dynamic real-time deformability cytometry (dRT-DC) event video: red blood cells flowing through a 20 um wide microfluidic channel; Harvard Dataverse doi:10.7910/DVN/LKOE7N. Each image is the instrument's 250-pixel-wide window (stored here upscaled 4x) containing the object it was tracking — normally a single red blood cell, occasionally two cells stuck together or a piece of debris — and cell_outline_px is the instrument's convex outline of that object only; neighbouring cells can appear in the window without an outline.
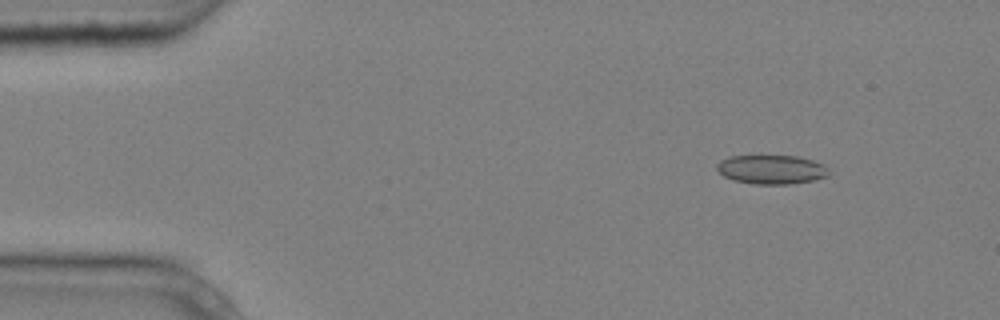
{"species": "common noctule bat (a hibernating species)", "species_latin": "Nyctalus noctula", "temperature_condition": "cold", "stored_images_in_passage": 8, "camera_frame_rate_fps": 3000, "um_per_image_px": 0.085, "animal": {"sex": "male", "body_mass_g": 20.4}, "frame": {"image": 1, "passage_image": 2, "time_ms": 0.333, "image_size_px": [1000, 320], "cell_outline_px": [[832, 172], [828, 176], [816, 180], [788, 184], [756, 184], [732, 180], [724, 176], [716, 168], [716, 164], [720, 160], [728, 156], [796, 156], [812, 160], [824, 164]], "centroid_in_image_um": [65.6, 14.41], "position_along_channel_um": 19.4, "area_um2": 19.13}}
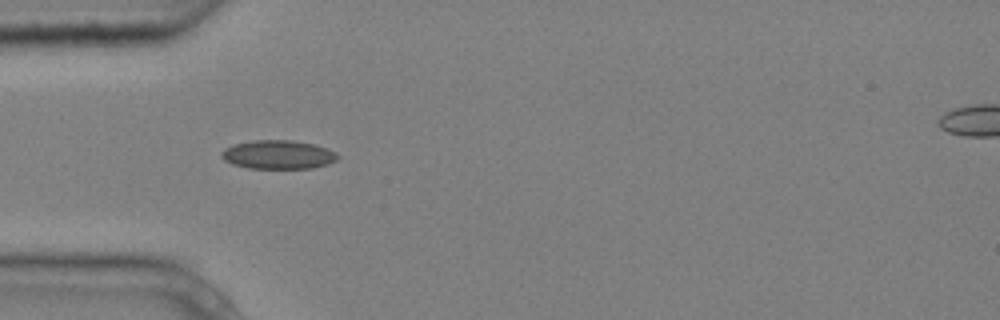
{"frame": {"image": 2, "passage_image": 5, "time_ms": 1.333, "image_size_px": [1000, 320], "cell_outline_px": [[340, 156], [336, 160], [328, 164], [312, 168], [248, 168], [232, 164], [224, 160], [220, 156], [220, 152], [224, 148], [232, 144], [252, 140], [292, 140], [316, 144], [328, 148], [336, 152]], "centroid_in_image_um": [23.63, 13.13], "position_along_channel_um": 61.4, "area_um2": 19.77}}
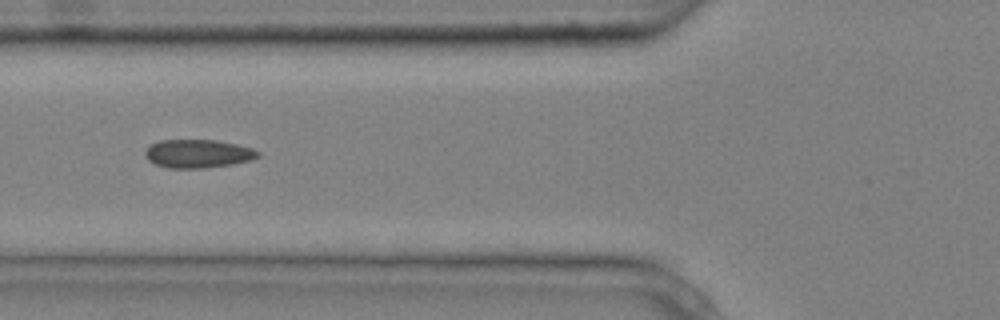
{"frame": {"image": 3, "passage_image": 6, "time_ms": 1.667, "image_size_px": [1000, 320], "cell_outline_px": [[260, 156], [252, 160], [232, 164], [204, 168], [168, 168], [156, 164], [148, 160], [144, 152], [152, 144], [160, 140], [216, 140], [236, 144], [252, 148], [260, 152]], "centroid_in_image_um": [16.85, 13.06], "position_along_channel_um": 108.9, "area_um2": 18.61}}